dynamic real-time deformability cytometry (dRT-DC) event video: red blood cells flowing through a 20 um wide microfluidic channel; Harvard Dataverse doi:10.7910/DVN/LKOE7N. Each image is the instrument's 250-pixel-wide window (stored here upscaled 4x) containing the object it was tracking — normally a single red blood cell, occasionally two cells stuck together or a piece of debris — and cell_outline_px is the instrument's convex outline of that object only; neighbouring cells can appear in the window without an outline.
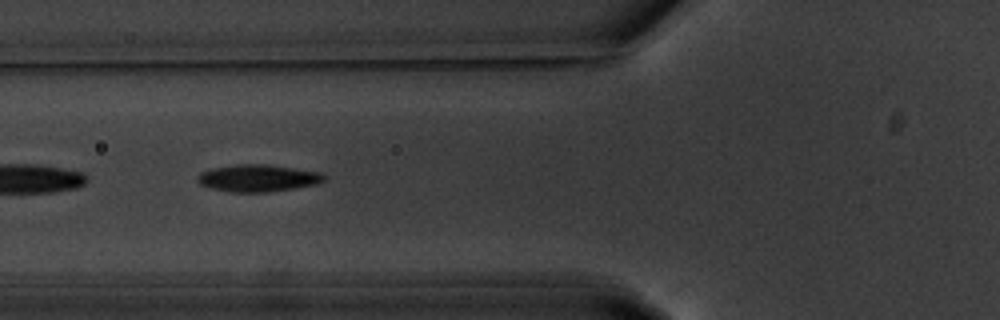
{"species": "common noctule bat (a hibernating species)", "species_latin": "Nyctalus noctula", "temperature_condition": "warm", "stored_images_in_passage": 26, "camera_frame_rate_fps": 3000, "um_per_image_px": 0.085, "animal": {"sex": "male", "body_mass_g": 20.1, "forearm_length_mm": 53.5}, "frame": {"image": 1, "passage_image": 13, "time_ms": 4.0, "image_size_px": [1000, 320], "cell_outline_px": [[328, 176], [324, 180], [316, 184], [268, 192], [228, 192], [212, 188], [200, 184], [196, 180], [196, 176], [200, 172], [212, 168], [236, 164], [264, 164], [320, 172]], "centroid_in_image_um": [21.88, 15.14], "position_along_channel_um": 103.9, "area_um2": 19.94}}
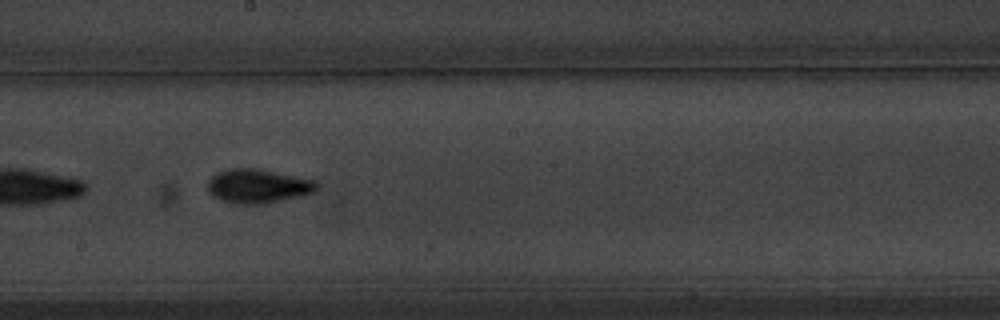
{"frame": {"image": 2, "passage_image": 23, "time_ms": 7.333, "image_size_px": [1000, 320], "cell_outline_px": [[320, 184], [316, 192], [300, 196], [264, 204], [236, 204], [220, 200], [208, 188], [208, 180], [212, 176], [220, 172], [232, 168], [252, 168], [316, 180]], "centroid_in_image_um": [21.98, 15.83], "position_along_channel_um": 226.2, "area_um2": 21.39}}